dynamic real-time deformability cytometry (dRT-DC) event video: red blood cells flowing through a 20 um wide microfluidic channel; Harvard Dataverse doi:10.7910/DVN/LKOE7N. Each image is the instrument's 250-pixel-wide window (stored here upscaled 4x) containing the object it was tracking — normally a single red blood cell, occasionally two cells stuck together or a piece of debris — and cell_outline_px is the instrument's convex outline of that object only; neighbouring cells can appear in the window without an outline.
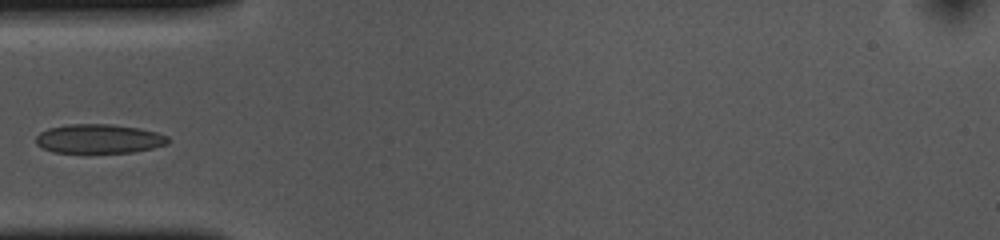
{"species": "common noctule bat (a hibernating species)", "species_latin": "Nyctalus noctula", "temperature_condition": "cold", "stored_images_in_passage": 30, "camera_frame_rate_fps": 3000, "um_per_image_px": 0.085, "animal": {"sex": "female", "body_mass_g": 10.0, "forearm_length_mm": 53.1}, "frame": {"image": 1, "passage_image": 1, "time_ms": 0.0, "image_size_px": [1000, 240], "cell_outline_px": [[168, 144], [152, 148], [132, 152], [52, 152], [36, 144], [36, 136], [40, 132], [48, 128], [68, 124], [112, 124], [140, 128], [156, 132], [168, 136]], "centroid_in_image_um": [8.41, 11.78], "position_along_channel_um": 76.6, "area_um2": 22.37}}
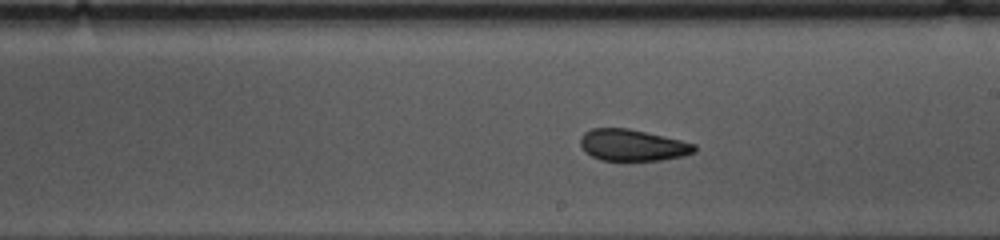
{"frame": {"image": 2, "passage_image": 14, "time_ms": 4.333, "image_size_px": [1000, 240], "cell_outline_px": [[696, 152], [684, 156], [660, 160], [624, 164], [600, 160], [584, 152], [580, 144], [580, 136], [584, 132], [592, 128], [628, 128], [680, 140], [696, 144]], "centroid_in_image_um": [53.73, 12.39], "position_along_channel_um": 235.3, "area_um2": 21.85}}
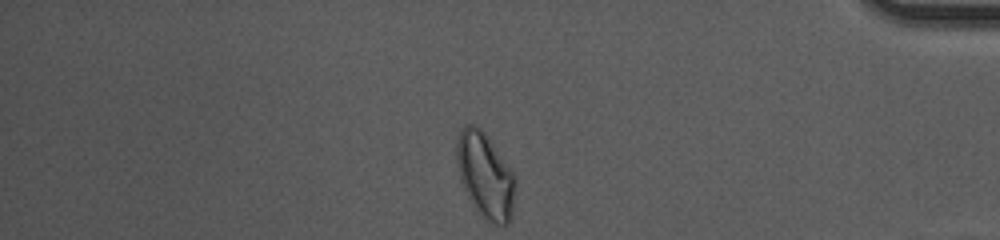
{"frame": {"image": 3, "passage_image": 30, "time_ms": 9.667, "image_size_px": [1000, 240], "cell_outline_px": [[516, 180], [512, 216], [508, 224], [496, 224], [484, 220], [480, 216], [472, 204], [460, 180], [456, 164], [456, 140], [460, 128], [468, 124], [472, 124], [480, 128], [484, 132], [516, 176]], "centroid_in_image_um": [41.23, 14.92], "position_along_channel_um": 394.0, "area_um2": 29.42}}